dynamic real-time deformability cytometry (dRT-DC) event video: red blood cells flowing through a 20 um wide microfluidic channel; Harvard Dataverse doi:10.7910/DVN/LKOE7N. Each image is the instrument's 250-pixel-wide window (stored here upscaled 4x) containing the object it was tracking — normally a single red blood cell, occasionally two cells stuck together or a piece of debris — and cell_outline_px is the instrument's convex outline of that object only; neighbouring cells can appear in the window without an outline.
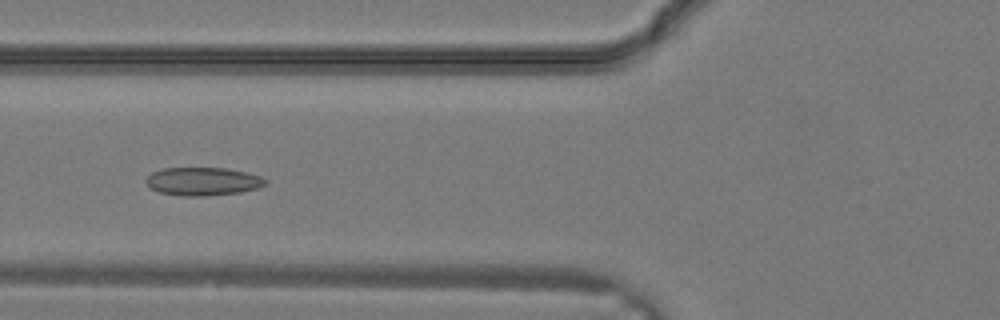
{"species": "common noctule bat (a hibernating species)", "species_latin": "Nyctalus noctula", "temperature_condition": "warm", "stored_images_in_passage": 26, "camera_frame_rate_fps": 3000, "um_per_image_px": 0.085, "animal": {"sex": "male", "body_mass_g": 19.2, "forearm_length_mm": 51.8}, "frame": {"image": 1, "passage_image": 7, "time_ms": 2.0, "image_size_px": [1000, 320], "cell_outline_px": [[268, 184], [256, 188], [240, 192], [204, 196], [180, 196], [160, 192], [152, 188], [144, 180], [152, 172], [164, 168], [224, 168], [248, 172], [260, 176], [268, 180]], "centroid_in_image_um": [17.27, 15.41], "position_along_channel_um": 108.5, "area_um2": 19.59}}
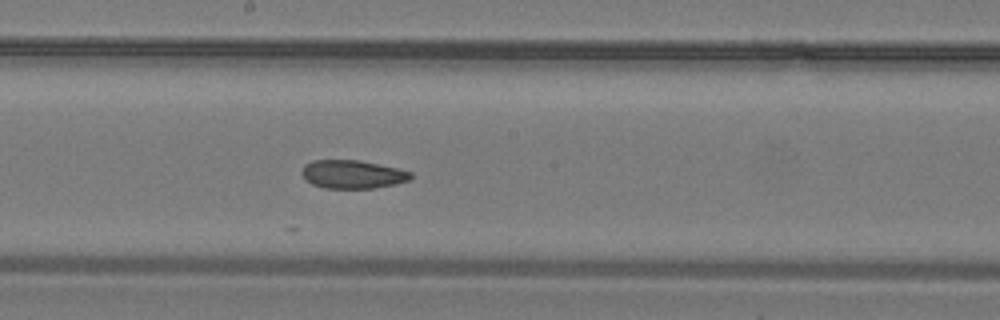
{"frame": {"image": 2, "passage_image": 12, "time_ms": 3.667, "image_size_px": [1000, 320], "cell_outline_px": [[412, 180], [396, 184], [372, 188], [324, 188], [312, 184], [304, 180], [300, 172], [304, 164], [312, 160], [360, 160], [396, 168], [412, 172]], "centroid_in_image_um": [29.94, 14.81], "position_along_channel_um": 218.3, "area_um2": 18.21}}
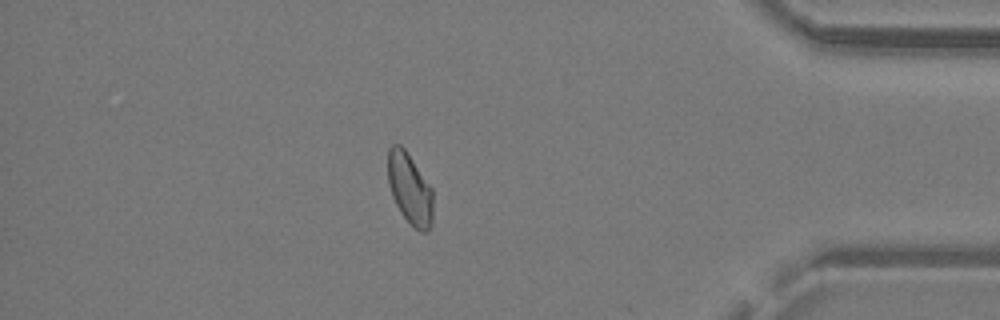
{"frame": {"image": 3, "passage_image": 22, "time_ms": 7.0, "image_size_px": [1000, 320], "cell_outline_px": [[432, 224], [428, 232], [420, 232], [400, 212], [392, 196], [388, 184], [388, 148], [392, 144], [400, 144], [404, 148], [432, 188]], "centroid_in_image_um": [34.82, 16.04], "position_along_channel_um": 400.4, "area_um2": 18.61}}